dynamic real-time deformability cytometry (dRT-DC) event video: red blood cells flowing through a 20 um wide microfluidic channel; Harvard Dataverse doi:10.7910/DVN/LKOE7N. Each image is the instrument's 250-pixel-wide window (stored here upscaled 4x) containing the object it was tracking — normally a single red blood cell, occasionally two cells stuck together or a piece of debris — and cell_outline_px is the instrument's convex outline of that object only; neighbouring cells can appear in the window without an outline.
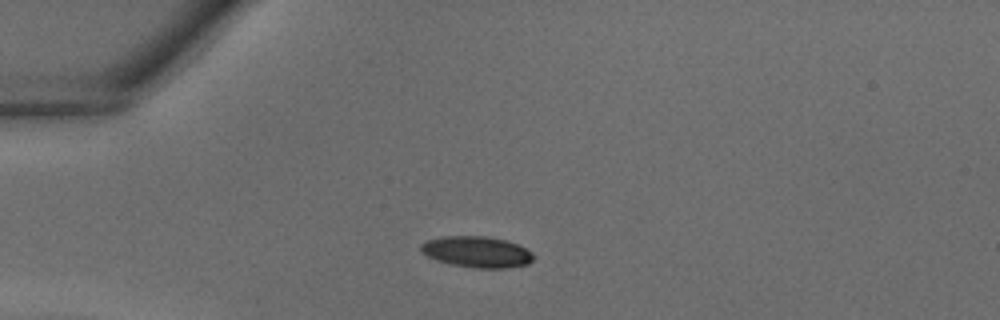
{"species": "common noctule bat (a hibernating species)", "species_latin": "Nyctalus noctula", "temperature_condition": "warm", "stored_images_in_passage": 37, "camera_frame_rate_fps": 3000, "um_per_image_px": 0.085, "animal": {"sex": "male", "body_mass_g": 18.8}, "frame": {"image": 1, "passage_image": 9, "time_ms": 2.667, "image_size_px": [1000, 320], "cell_outline_px": [[532, 260], [528, 264], [508, 268], [472, 268], [448, 264], [436, 260], [420, 252], [420, 244], [428, 240], [444, 236], [484, 236], [504, 240], [516, 244], [532, 252]], "centroid_in_image_um": [40.49, 21.42], "position_along_channel_um": 44.5, "area_um2": 20.4}}
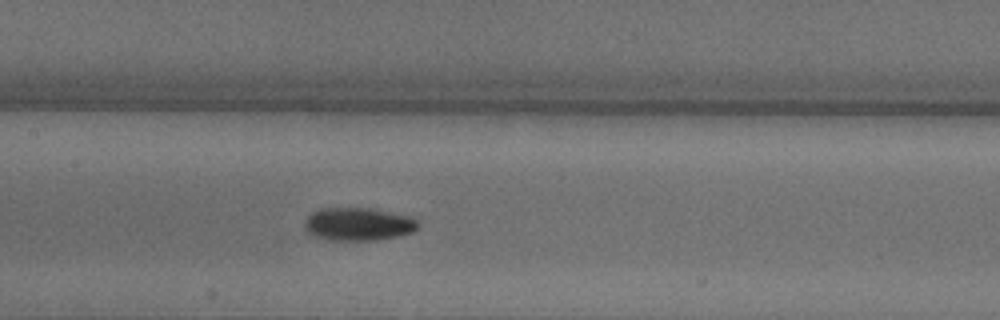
{"frame": {"image": 2, "passage_image": 18, "time_ms": 5.667, "image_size_px": [1000, 320], "cell_outline_px": [[420, 224], [412, 232], [400, 236], [376, 240], [328, 240], [312, 236], [304, 228], [304, 220], [312, 212], [320, 208], [368, 208], [412, 216]], "centroid_in_image_um": [30.43, 19.05], "position_along_channel_um": 177.0, "area_um2": 22.02}}
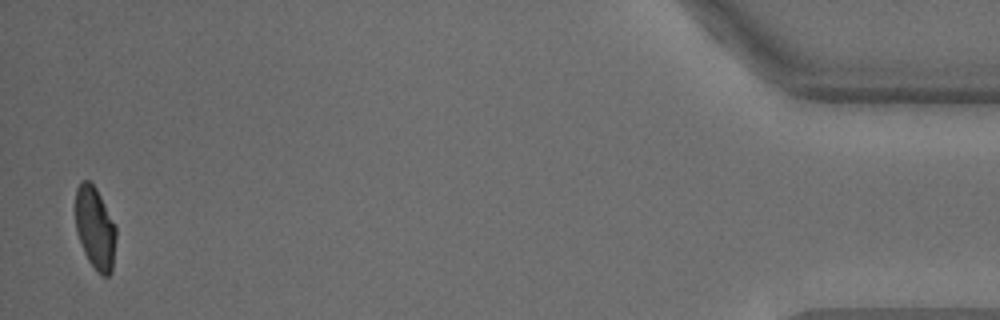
{"frame": {"image": 3, "passage_image": 37, "time_ms": 12.0, "image_size_px": [1000, 320], "cell_outline_px": [[116, 236], [112, 272], [108, 276], [104, 276], [96, 272], [88, 260], [84, 252], [76, 232], [76, 188], [80, 180], [88, 180], [96, 188], [116, 228]], "centroid_in_image_um": [8.07, 19.41], "position_along_channel_um": 427.1, "area_um2": 19.42}}